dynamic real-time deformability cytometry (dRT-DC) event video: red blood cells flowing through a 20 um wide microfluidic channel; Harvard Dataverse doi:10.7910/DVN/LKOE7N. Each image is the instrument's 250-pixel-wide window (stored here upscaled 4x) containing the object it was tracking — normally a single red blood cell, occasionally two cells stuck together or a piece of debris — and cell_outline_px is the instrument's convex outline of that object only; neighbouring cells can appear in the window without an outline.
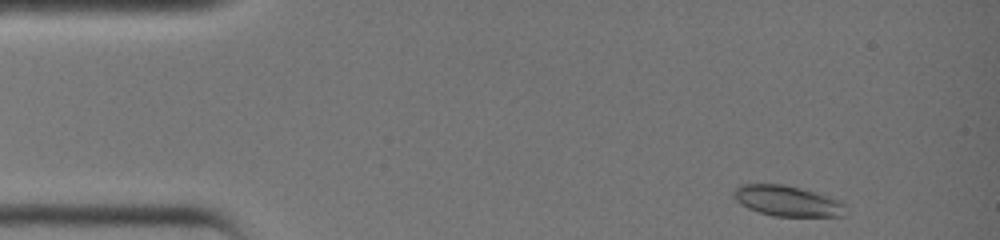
{"species": "common noctule bat (a hibernating species)", "species_latin": "Nyctalus noctula", "temperature_condition": "warm", "stored_images_in_passage": 34, "camera_frame_rate_fps": 3000, "um_per_image_px": 0.085, "animal": {"sex": "female", "body_mass_g": 19.0, "forearm_length_mm": 51.5}, "frame": {"image": 1, "passage_image": 1, "time_ms": 0.0, "image_size_px": [1000, 240], "cell_outline_px": [[844, 216], [772, 216], [748, 208], [740, 204], [732, 196], [732, 192], [740, 184], [784, 184], [800, 188], [828, 196], [840, 200], [844, 204]], "centroid_in_image_um": [66.88, 17.07], "position_along_channel_um": 18.1, "area_um2": 19.88}}
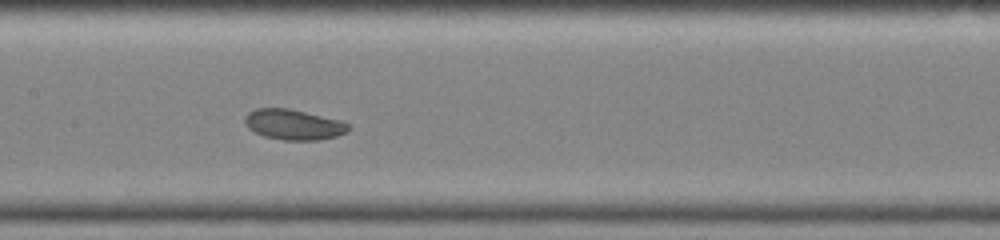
{"frame": {"image": 2, "passage_image": 16, "time_ms": 5.0, "image_size_px": [1000, 240], "cell_outline_px": [[352, 128], [336, 136], [320, 140], [284, 140], [264, 136], [248, 128], [244, 120], [244, 116], [248, 112], [256, 108], [288, 108], [340, 120], [352, 124]], "centroid_in_image_um": [24.97, 10.58], "position_along_channel_um": 182.4, "area_um2": 18.38}}
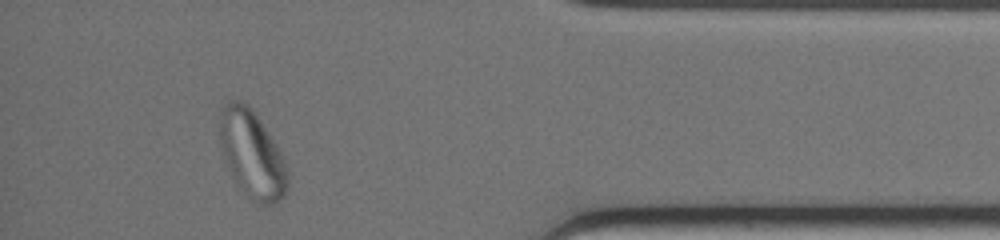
{"frame": {"image": 3, "passage_image": 31, "time_ms": 10.0, "image_size_px": [1000, 240], "cell_outline_px": [[288, 188], [284, 196], [276, 204], [260, 204], [252, 200], [236, 184], [224, 160], [220, 144], [220, 116], [224, 104], [228, 100], [244, 100], [252, 108], [276, 144], [288, 168]], "centroid_in_image_um": [21.42, 13.11], "position_along_channel_um": 413.8, "area_um2": 34.8}}